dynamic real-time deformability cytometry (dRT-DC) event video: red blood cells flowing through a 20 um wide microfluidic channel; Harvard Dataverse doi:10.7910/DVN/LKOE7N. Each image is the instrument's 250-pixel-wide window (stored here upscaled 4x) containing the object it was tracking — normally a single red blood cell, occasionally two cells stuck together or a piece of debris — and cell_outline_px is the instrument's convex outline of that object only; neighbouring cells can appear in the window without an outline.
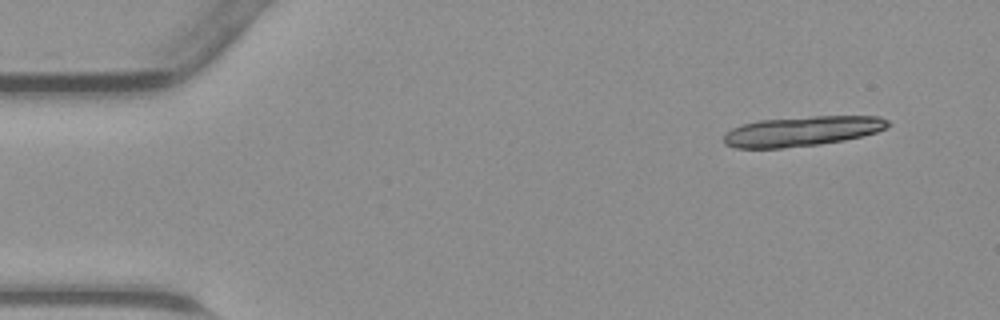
{"species": "common noctule bat (a hibernating species)", "species_latin": "Nyctalus noctula", "temperature_condition": "warm", "stored_images_in_passage": 12, "camera_frame_rate_fps": 3000, "um_per_image_px": 0.085, "animal": {"sex": "male", "body_mass_g": 23.1, "forearm_length_mm": 52.7}, "frame": {"image": 1, "passage_image": 1, "time_ms": 0.0, "image_size_px": [1000, 320], "cell_outline_px": [[892, 124], [888, 128], [876, 132], [844, 140], [820, 144], [784, 148], [736, 148], [724, 144], [724, 136], [732, 128], [744, 124], [760, 120], [812, 116], [880, 116], [888, 120]], "centroid_in_image_um": [68.22, 11.15], "position_along_channel_um": 16.8, "area_um2": 28.61}}